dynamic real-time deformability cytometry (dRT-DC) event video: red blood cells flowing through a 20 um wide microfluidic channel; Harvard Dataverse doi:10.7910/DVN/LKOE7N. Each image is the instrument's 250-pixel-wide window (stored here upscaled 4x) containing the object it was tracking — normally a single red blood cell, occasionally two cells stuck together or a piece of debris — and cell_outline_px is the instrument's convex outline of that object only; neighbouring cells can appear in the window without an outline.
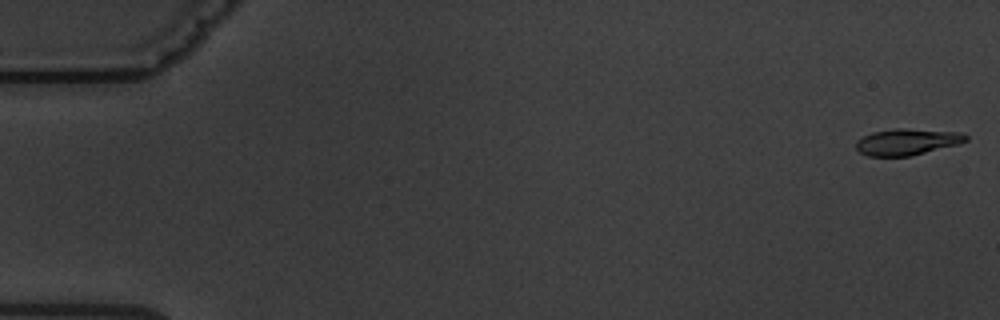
{"species": "common noctule bat (a hibernating species)", "species_latin": "Nyctalus noctula", "temperature_condition": "warm", "stored_images_in_passage": 5, "camera_frame_rate_fps": 3000, "um_per_image_px": 0.085, "animal": {"sex": "male", "body_mass_g": 19.5, "forearm_length_mm": 54.6}, "frame": {"image": 1, "passage_image": 1, "time_ms": 0.0, "image_size_px": [1000, 320], "cell_outline_px": [[968, 140], [960, 144], [912, 156], [868, 156], [860, 152], [856, 148], [856, 140], [872, 132], [896, 128], [904, 128], [964, 132], [968, 136]], "centroid_in_image_um": [77.15, 12.05], "position_along_channel_um": 7.8, "area_um2": 17.17}}
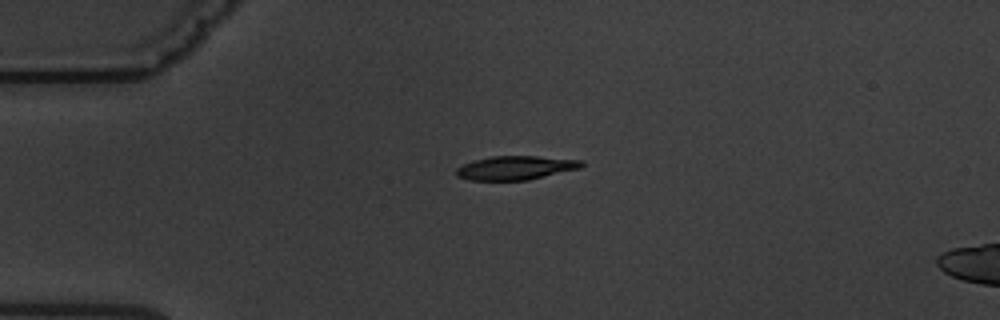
{"frame": {"image": 2, "passage_image": 4, "time_ms": 4.333, "image_size_px": [1000, 320], "cell_outline_px": [[584, 164], [580, 168], [528, 180], [468, 180], [456, 176], [456, 168], [472, 160], [492, 156], [536, 156], [584, 160]], "centroid_in_image_um": [43.81, 14.26], "position_along_channel_um": 41.2, "area_um2": 17.46}}